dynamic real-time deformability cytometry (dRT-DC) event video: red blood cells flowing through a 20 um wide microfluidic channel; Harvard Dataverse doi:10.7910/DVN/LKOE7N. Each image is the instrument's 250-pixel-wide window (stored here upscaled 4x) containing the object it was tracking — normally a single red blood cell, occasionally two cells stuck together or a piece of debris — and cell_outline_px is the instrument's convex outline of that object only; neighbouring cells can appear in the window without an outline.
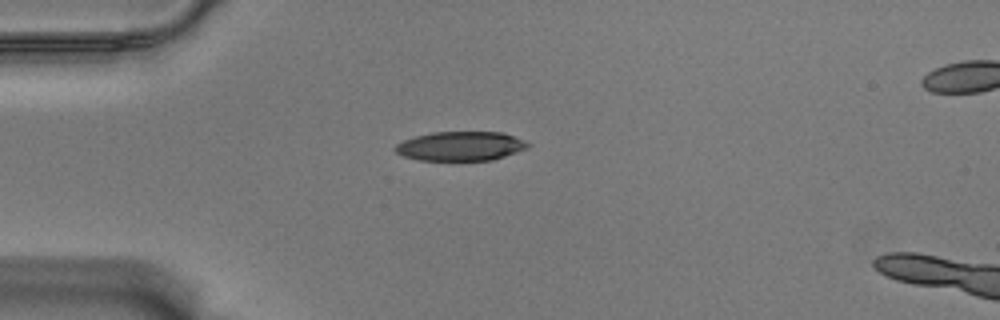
{"species": "Egyptian fruit bat (a non-hibernating species)", "species_latin": "Rousettus aegyptiacus", "temperature_condition": "warm", "stored_images_in_passage": 43, "camera_frame_rate_fps": 3000, "um_per_image_px": 0.085, "animal": {"sex": "male"}, "frame": {"image": 1, "passage_image": 1, "time_ms": 0.0, "image_size_px": [1000, 320], "cell_outline_px": [[528, 148], [492, 160], [420, 160], [404, 156], [396, 152], [392, 148], [396, 144], [404, 140], [416, 136], [432, 132], [504, 132], [524, 140], [528, 144]], "centroid_in_image_um": [39.13, 12.41], "position_along_channel_um": 45.9, "area_um2": 22.48}}
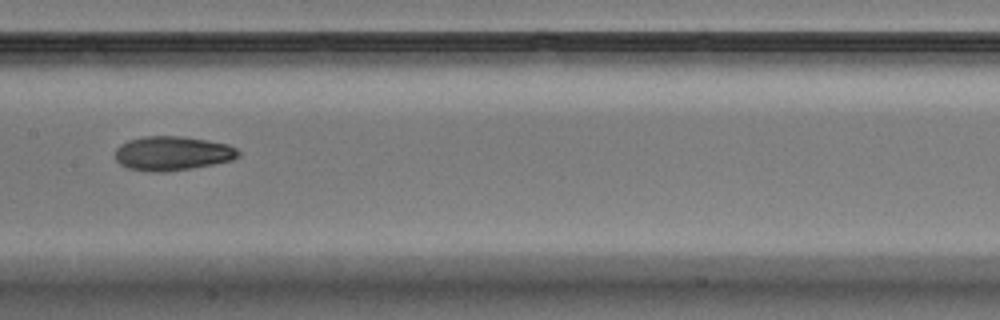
{"frame": {"image": 2, "passage_image": 15, "time_ms": 4.667, "image_size_px": [1000, 320], "cell_outline_px": [[240, 156], [232, 160], [192, 168], [164, 172], [152, 172], [128, 168], [120, 164], [116, 160], [116, 148], [120, 144], [128, 140], [144, 136], [180, 136], [208, 140], [228, 144], [236, 148], [240, 152]], "centroid_in_image_um": [14.66, 13.03], "position_along_channel_um": 192.7, "area_um2": 24.62}}
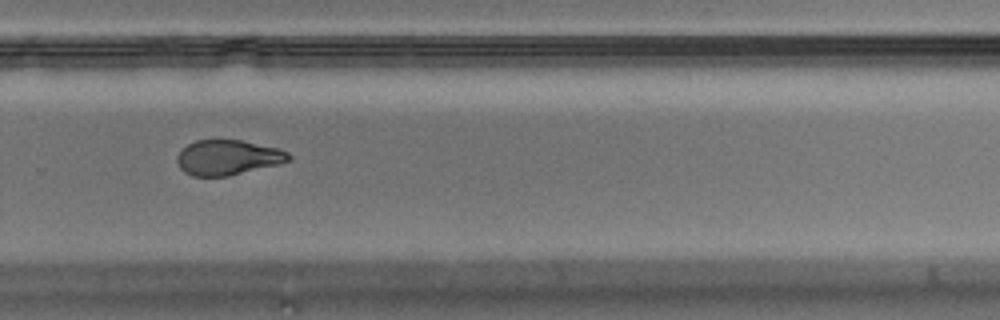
{"frame": {"image": 3, "passage_image": 25, "time_ms": 8.0, "image_size_px": [1000, 320], "cell_outline_px": [[292, 160], [280, 164], [228, 176], [192, 176], [184, 172], [180, 168], [176, 160], [176, 156], [188, 144], [196, 140], [240, 140], [280, 148], [288, 152], [292, 156]], "centroid_in_image_um": [19.4, 13.39], "position_along_channel_um": 310.4, "area_um2": 22.95}, "authors_computed_cell_mechanics": {"area_um2": 24.5072, "velocity_mm_per_s": 3.548, "shape_relaxation_time_tau1_ms": 5.6737, "shape_relaxation_time_tau2_ms": 2.1757, "deformation_change_tau1": 0.1874, "deformation_change_tau2": 0.0851}}